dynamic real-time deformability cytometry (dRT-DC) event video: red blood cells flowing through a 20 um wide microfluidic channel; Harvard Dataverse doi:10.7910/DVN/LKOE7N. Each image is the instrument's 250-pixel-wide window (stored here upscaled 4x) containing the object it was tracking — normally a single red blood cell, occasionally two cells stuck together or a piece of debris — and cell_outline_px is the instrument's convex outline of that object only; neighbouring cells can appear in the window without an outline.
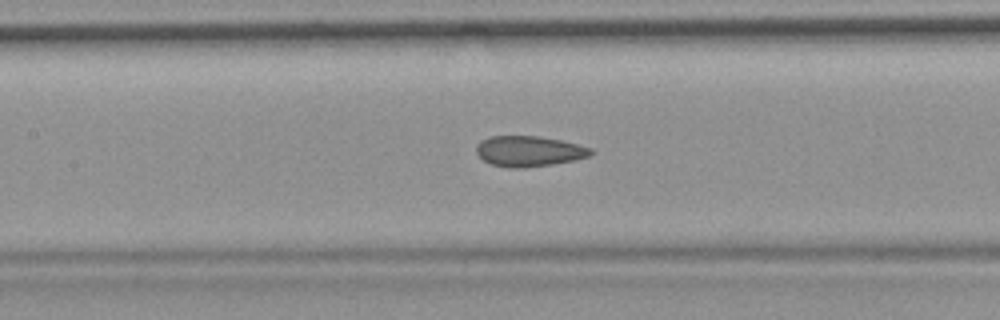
{"species": "common noctule bat (a hibernating species)", "species_latin": "Nyctalus noctula", "temperature_condition": "room temperature", "stored_images_in_passage": 52, "camera_frame_rate_fps": 3000, "um_per_image_px": 0.085, "animal": {"sex": "female", "body_mass_g": 19.9}, "frame": {"image": 1, "passage_image": 23, "time_ms": 7.333, "image_size_px": [1000, 320], "cell_outline_px": [[592, 152], [588, 156], [576, 160], [552, 164], [524, 168], [508, 168], [492, 164], [484, 160], [476, 152], [476, 144], [480, 140], [492, 136], [536, 136], [560, 140], [592, 148]], "centroid_in_image_um": [44.93, 12.85], "position_along_channel_um": 162.5, "area_um2": 20.29}, "authors_computed_cell_mechanics": {"area_um2": 20.6924, "velocity_mm_per_s": 3.7259, "shape_relaxation_time_tau1_ms": null, "shape_relaxation_time_tau2_ms": 2.5446, "deformation_change_tau1": null, "deformation_change_tau2": 0.0911}}